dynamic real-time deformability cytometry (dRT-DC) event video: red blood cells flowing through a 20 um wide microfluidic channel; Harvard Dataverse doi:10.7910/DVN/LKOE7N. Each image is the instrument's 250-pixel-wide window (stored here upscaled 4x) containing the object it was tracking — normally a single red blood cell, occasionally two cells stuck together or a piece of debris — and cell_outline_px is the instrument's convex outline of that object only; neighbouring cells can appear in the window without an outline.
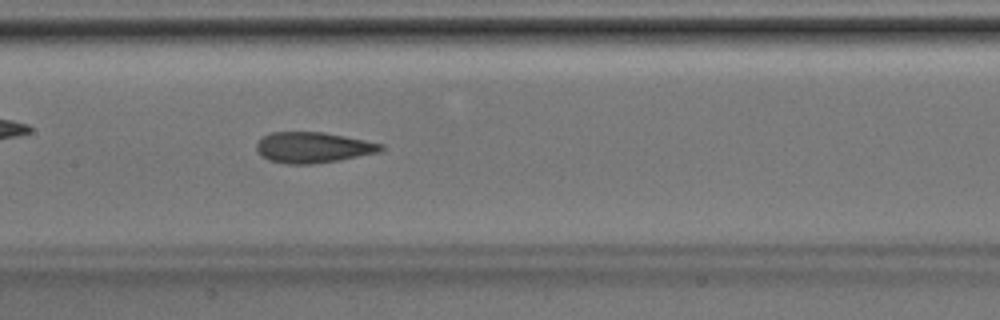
{"species": "Egyptian fruit bat (a non-hibernating species)", "species_latin": "Rousettus aegyptiacus", "temperature_condition": "room temperature", "stored_images_in_passage": 31, "camera_frame_rate_fps": 3000, "um_per_image_px": 0.085, "animal": {"sex": "male"}, "frame": {"image": 1, "passage_image": 10, "time_ms": 3.0, "image_size_px": [1000, 320], "cell_outline_px": [[388, 148], [380, 152], [340, 160], [312, 164], [284, 164], [268, 160], [260, 156], [256, 152], [256, 144], [264, 136], [272, 132], [324, 132], [384, 144]], "centroid_in_image_um": [26.62, 12.55], "position_along_channel_um": 180.8, "area_um2": 22.54}}